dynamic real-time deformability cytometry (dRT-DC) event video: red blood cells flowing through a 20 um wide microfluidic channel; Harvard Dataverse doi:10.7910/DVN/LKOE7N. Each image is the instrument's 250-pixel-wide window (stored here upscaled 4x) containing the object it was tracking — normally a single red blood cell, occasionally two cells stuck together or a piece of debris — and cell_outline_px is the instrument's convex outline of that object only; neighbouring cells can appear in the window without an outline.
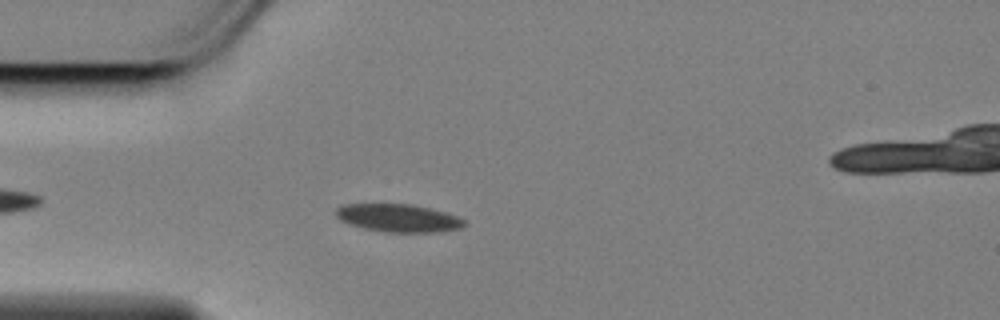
{"species": "Egyptian fruit bat (a non-hibernating species)", "species_latin": "Rousettus aegyptiacus", "temperature_condition": "cold", "stored_images_in_passage": 49, "camera_frame_rate_fps": 3000, "um_per_image_px": 0.085, "animal": {"sex": "female"}, "frame": {"image": 1, "passage_image": 6, "time_ms": 1.667, "image_size_px": [1000, 320], "cell_outline_px": [[468, 224], [460, 228], [440, 232], [380, 232], [348, 224], [340, 220], [336, 216], [336, 208], [344, 204], [412, 204], [432, 208], [468, 220]], "centroid_in_image_um": [33.89, 18.53], "position_along_channel_um": 51.1, "area_um2": 21.15}}
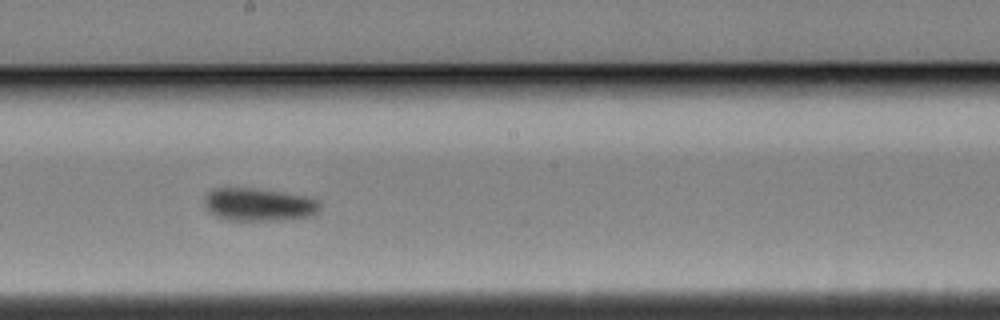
{"frame": {"image": 2, "passage_image": 22, "time_ms": 7.0, "image_size_px": [1000, 320], "cell_outline_px": [[320, 212], [312, 216], [296, 220], [228, 220], [216, 216], [208, 212], [204, 208], [204, 196], [212, 188], [260, 188], [308, 196], [316, 200], [320, 204]], "centroid_in_image_um": [22.01, 17.39], "position_along_channel_um": 226.2, "area_um2": 22.83}}
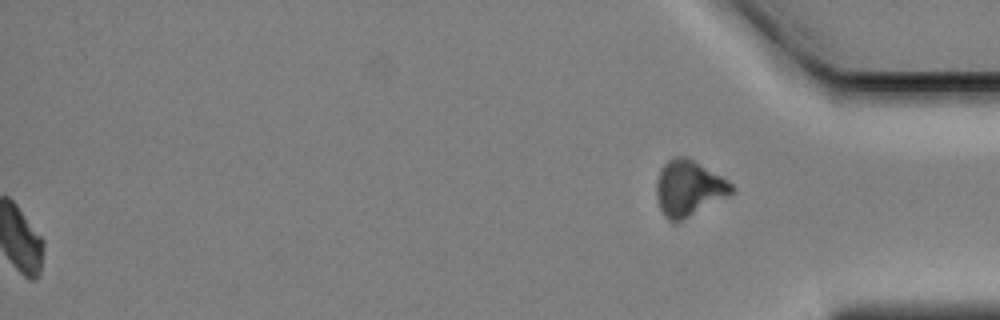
{"frame": {"image": 3, "passage_image": 49, "time_ms": 16.0, "image_size_px": [1000, 320], "cell_outline_px": [[736, 192], [672, 224], [664, 216], [660, 208], [656, 196], [656, 184], [660, 172], [664, 164], [672, 156], [684, 156], [692, 160], [728, 180], [736, 188]], "centroid_in_image_um": [58.54, 16.0], "position_along_channel_um": 376.7, "area_um2": 24.1}, "authors_computed_cell_mechanics": {"area_um2": 21.5594, "velocity_mm_per_s": 3.4298, "shape_relaxation_time_tau1_ms": 2.9393, "shape_relaxation_time_tau2_ms": null, "deformation_change_tau1": 0.0809, "deformation_change_tau2": null}}